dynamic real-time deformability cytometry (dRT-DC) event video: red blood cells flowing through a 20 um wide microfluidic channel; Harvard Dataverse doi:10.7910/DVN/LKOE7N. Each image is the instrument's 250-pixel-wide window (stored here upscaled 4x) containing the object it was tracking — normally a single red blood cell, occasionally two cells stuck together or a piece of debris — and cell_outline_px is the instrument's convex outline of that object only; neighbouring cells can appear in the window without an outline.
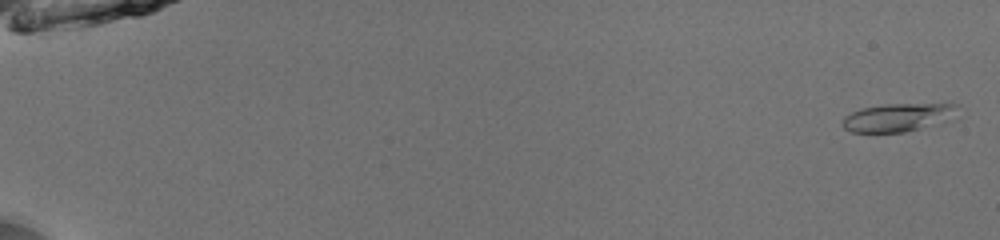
{"species": "common noctule bat (a hibernating species)", "species_latin": "Nyctalus noctula", "temperature_condition": "room temperature", "stored_images_in_passage": 53, "camera_frame_rate_fps": 3000, "um_per_image_px": 0.085, "animal": {"sex": "male", "body_mass_g": 13.0, "forearm_length_mm": 53.1}, "frame": {"image": 1, "passage_image": 2, "time_ms": 0.333, "image_size_px": [1000, 240], "cell_outline_px": [[960, 104], [952, 120], [904, 132], [852, 132], [844, 128], [840, 124], [844, 116], [860, 108], [884, 104]], "centroid_in_image_um": [76.32, 9.98], "position_along_channel_um": 8.7, "area_um2": 19.02}}
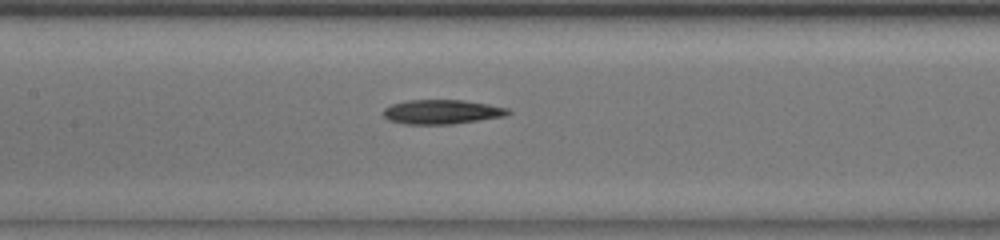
{"frame": {"image": 2, "passage_image": 28, "time_ms": 9.0, "image_size_px": [1000, 240], "cell_outline_px": [[512, 112], [504, 116], [480, 120], [452, 124], [404, 124], [388, 120], [384, 116], [384, 108], [392, 104], [408, 100], [464, 100], [488, 104], [508, 108]], "centroid_in_image_um": [37.56, 9.51], "position_along_channel_um": 169.8, "area_um2": 17.69}}
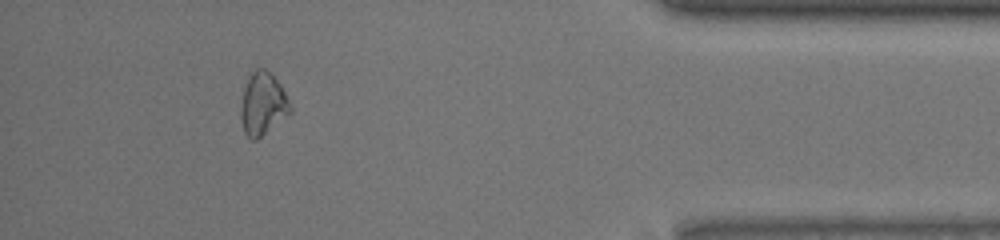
{"frame": {"image": 3, "passage_image": 49, "time_ms": 16.0, "image_size_px": [1000, 240], "cell_outline_px": [[292, 112], [256, 140], [252, 140], [244, 132], [240, 116], [240, 108], [244, 88], [248, 76], [256, 68], [264, 68], [280, 84], [292, 108]], "centroid_in_image_um": [22.32, 8.84], "position_along_channel_um": 412.9, "area_um2": 17.86}, "authors_computed_cell_mechanics": {"area_um2": 17.8602, "velocity_mm_per_s": 3.9961, "shape_relaxation_time_tau1_ms": 4.9996, "shape_relaxation_time_tau2_ms": null, "deformation_change_tau1": 0.0871, "deformation_change_tau2": null}}